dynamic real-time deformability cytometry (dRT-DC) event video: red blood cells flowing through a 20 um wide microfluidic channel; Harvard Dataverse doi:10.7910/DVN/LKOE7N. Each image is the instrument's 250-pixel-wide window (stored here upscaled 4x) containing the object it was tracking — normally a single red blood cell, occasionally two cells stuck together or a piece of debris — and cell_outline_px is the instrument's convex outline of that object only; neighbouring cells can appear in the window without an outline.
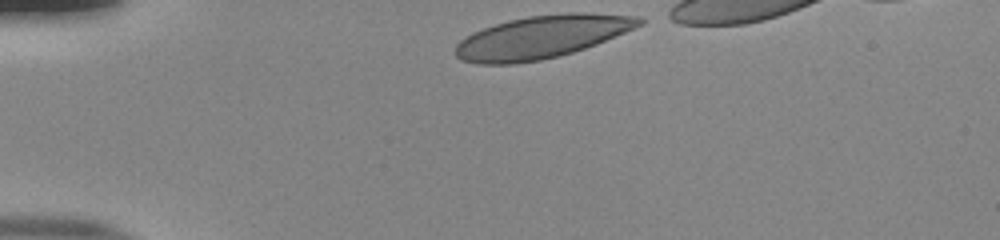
{"species": "human", "species_latin": "Homo sapiens", "temperature_condition": "room temperature", "stored_images_in_passage": 33, "camera_frame_rate_fps": 3000, "um_per_image_px": 0.085, "donor": {"sex": "male"}, "frame": {"image": 1, "passage_image": 1, "time_ms": 0.0, "image_size_px": [1000, 240], "cell_outline_px": [[644, 24], [596, 44], [560, 56], [540, 60], [516, 64], [476, 64], [460, 60], [456, 56], [456, 44], [460, 40], [472, 32], [508, 20], [528, 16], [572, 12], [584, 12], [640, 16], [644, 20]], "centroid_in_image_um": [46.04, 3.14], "position_along_channel_um": 39.0, "area_um2": 45.89}}
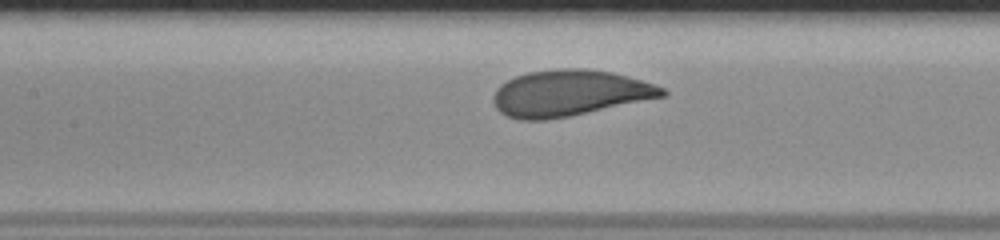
{"frame": {"image": 2, "passage_image": 14, "time_ms": 4.333, "image_size_px": [1000, 240], "cell_outline_px": [[668, 92], [664, 96], [568, 116], [548, 120], [520, 120], [508, 116], [500, 112], [496, 108], [492, 100], [492, 96], [496, 88], [500, 84], [516, 76], [528, 72], [556, 68], [584, 68], [612, 72], [628, 76], [664, 88]], "centroid_in_image_um": [48.34, 7.9], "position_along_channel_um": 159.1, "area_um2": 45.2}}
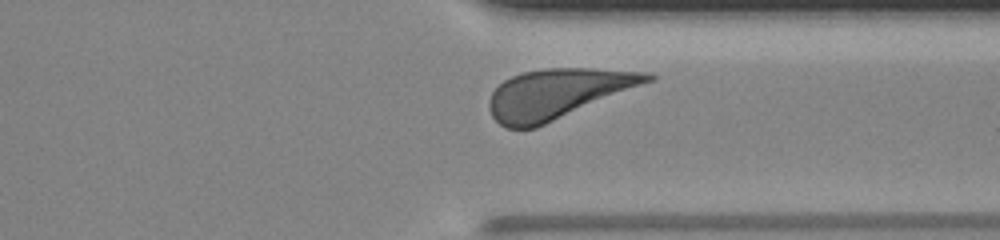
{"frame": {"image": 3, "passage_image": 30, "time_ms": 9.667, "image_size_px": [1000, 240], "cell_outline_px": [[656, 80], [536, 128], [504, 128], [492, 116], [488, 108], [488, 104], [492, 92], [504, 80], [512, 76], [524, 72], [544, 68], [592, 68], [648, 72], [656, 76]], "centroid_in_image_um": [47.43, 7.96], "position_along_channel_um": 364.0, "area_um2": 46.07}, "authors_computed_cell_mechanics": {"area_um2": 45.1996, "velocity_mm_per_s": 3.8539, "shape_relaxation_time_tau1_ms": 1.6124, "shape_relaxation_time_tau2_ms": null, "deformation_change_tau1": 0.1203, "deformation_change_tau2": null}}